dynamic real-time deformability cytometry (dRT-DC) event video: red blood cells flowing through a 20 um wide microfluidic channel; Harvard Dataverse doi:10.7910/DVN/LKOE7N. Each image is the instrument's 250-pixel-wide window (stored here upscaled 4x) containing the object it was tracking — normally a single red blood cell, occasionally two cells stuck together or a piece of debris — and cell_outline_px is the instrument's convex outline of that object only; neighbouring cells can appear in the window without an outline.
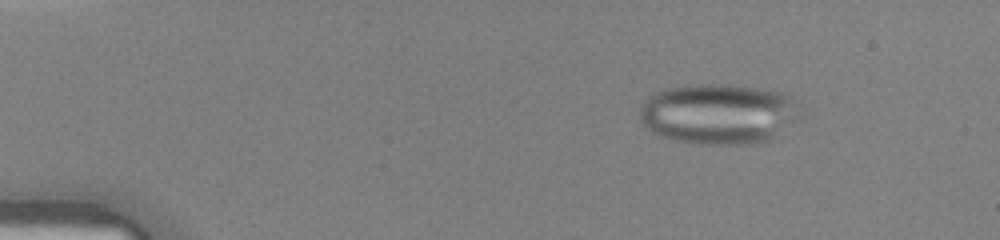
{"species": "human", "species_latin": "Homo sapiens", "temperature_condition": "warm", "stored_images_in_passage": 43, "camera_frame_rate_fps": 3000, "um_per_image_px": 0.085, "donor": {"sex": "female"}, "frame": {"image": 1, "passage_image": 6, "time_ms": 1.667, "image_size_px": [1000, 240], "cell_outline_px": [[800, 116], [796, 120], [772, 140], [744, 144], [696, 144], [672, 140], [652, 132], [640, 120], [640, 104], [652, 92], [664, 88], [684, 84], [720, 84], [756, 88], [784, 92], [792, 96], [796, 100]], "centroid_in_image_um": [61.05, 9.67], "position_along_channel_um": 23.9, "area_um2": 57.28}}
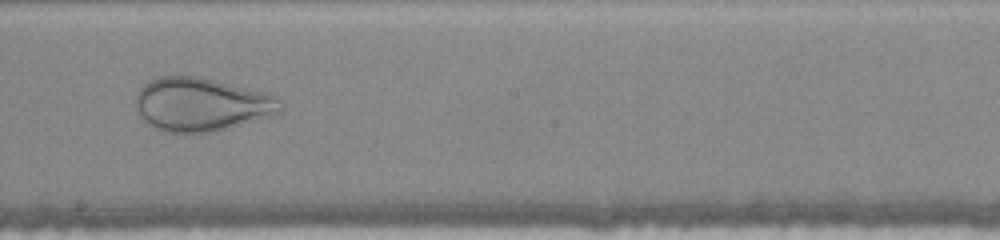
{"frame": {"image": 2, "passage_image": 25, "time_ms": 8.0, "image_size_px": [1000, 240], "cell_outline_px": [[280, 112], [276, 116], [208, 132], [184, 136], [168, 132], [156, 128], [148, 124], [140, 116], [136, 108], [136, 96], [140, 88], [148, 80], [160, 76], [200, 76], [268, 92], [276, 96], [280, 100]], "centroid_in_image_um": [17.12, 8.88], "position_along_channel_um": 231.1, "area_um2": 45.89}}
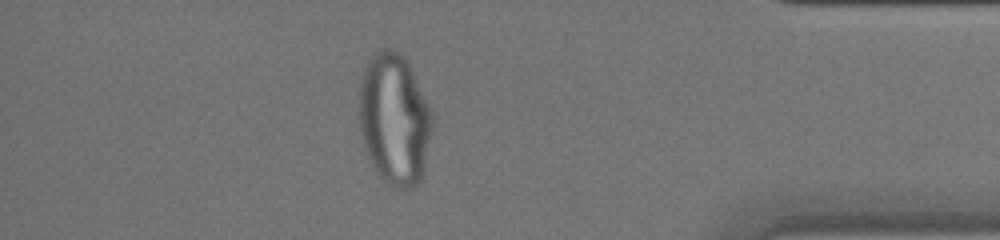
{"frame": {"image": 3, "passage_image": 38, "time_ms": 12.333, "image_size_px": [1000, 240], "cell_outline_px": [[432, 132], [424, 168], [420, 180], [416, 188], [404, 192], [392, 188], [384, 184], [376, 172], [364, 148], [360, 132], [360, 76], [368, 60], [380, 48], [392, 48], [400, 52], [408, 60], [432, 108]], "centroid_in_image_um": [33.54, 10.16], "position_along_channel_um": 401.7, "area_um2": 57.45}}